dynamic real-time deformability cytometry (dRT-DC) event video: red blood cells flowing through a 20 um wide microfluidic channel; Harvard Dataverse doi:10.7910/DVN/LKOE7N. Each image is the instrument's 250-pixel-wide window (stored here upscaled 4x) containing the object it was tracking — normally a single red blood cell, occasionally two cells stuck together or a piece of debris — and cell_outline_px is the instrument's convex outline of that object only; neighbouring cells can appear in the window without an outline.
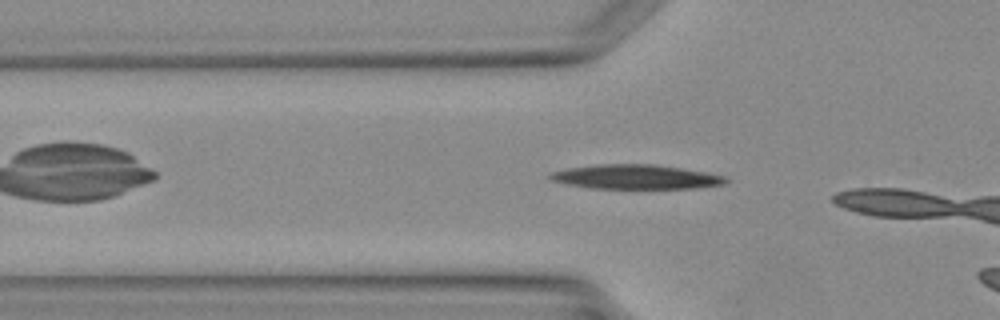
{"species": "Egyptian fruit bat (a non-hibernating species)", "species_latin": "Rousettus aegyptiacus", "temperature_condition": "warm", "stored_images_in_passage": 5, "camera_frame_rate_fps": 3000, "um_per_image_px": 0.085, "animal": {"sex": "female"}, "frame": {"image": 1, "passage_image": 3, "time_ms": 3.333, "image_size_px": [1000, 320], "cell_outline_px": [[728, 180], [724, 184], [696, 188], [588, 188], [568, 184], [552, 180], [548, 176], [548, 172], [568, 168], [600, 164], [656, 164], [704, 172], [724, 176]], "centroid_in_image_um": [54.0, 15.03], "position_along_channel_um": 71.8, "area_um2": 24.8}}